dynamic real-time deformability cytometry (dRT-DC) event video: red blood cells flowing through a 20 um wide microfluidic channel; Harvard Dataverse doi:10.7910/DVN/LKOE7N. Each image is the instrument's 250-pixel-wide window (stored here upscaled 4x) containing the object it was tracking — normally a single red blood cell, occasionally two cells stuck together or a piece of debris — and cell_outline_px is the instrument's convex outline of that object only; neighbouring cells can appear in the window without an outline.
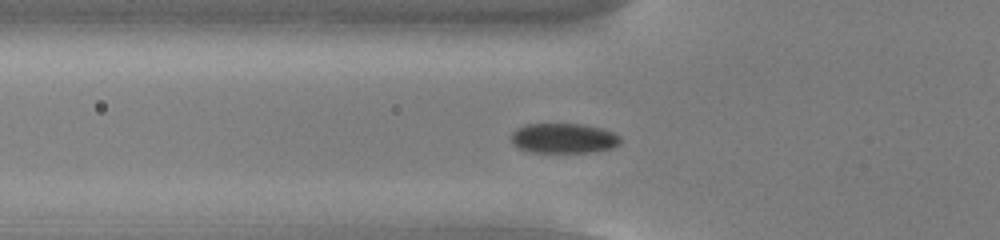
{"species": "common noctule bat (a hibernating species)", "species_latin": "Nyctalus noctula", "temperature_condition": "cold", "stored_images_in_passage": 50, "camera_frame_rate_fps": 3000, "um_per_image_px": 0.085, "animal": {"sex": "male", "body_mass_g": 13.0, "forearm_length_mm": 53.1}, "frame": {"image": 1, "passage_image": 18, "time_ms": 5.667, "image_size_px": [1000, 240], "cell_outline_px": [[620, 144], [612, 148], [592, 152], [528, 152], [512, 144], [512, 132], [516, 128], [524, 124], [584, 124], [604, 128], [620, 136]], "centroid_in_image_um": [47.91, 11.74], "position_along_channel_um": 77.9, "area_um2": 19.25}}
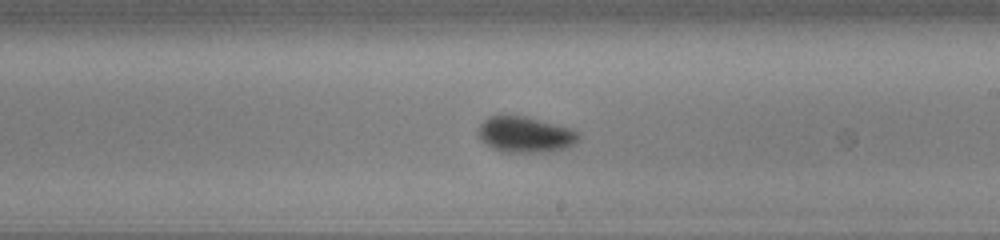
{"frame": {"image": 2, "passage_image": 31, "time_ms": 10.0, "image_size_px": [1000, 240], "cell_outline_px": [[580, 140], [576, 144], [568, 148], [544, 152], [500, 152], [492, 148], [480, 140], [476, 132], [480, 124], [488, 116], [524, 116], [572, 128], [580, 132]], "centroid_in_image_um": [44.67, 11.45], "position_along_channel_um": 244.3, "area_um2": 21.33}}
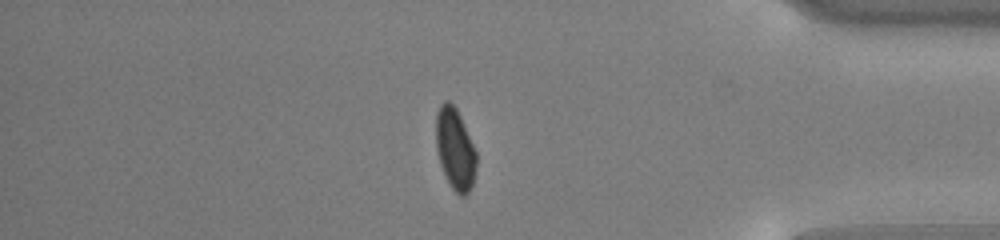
{"frame": {"image": 3, "passage_image": 45, "time_ms": 14.667, "image_size_px": [1000, 240], "cell_outline_px": [[476, 164], [472, 184], [468, 192], [464, 196], [460, 196], [452, 188], [440, 164], [436, 148], [436, 112], [440, 104], [444, 100], [448, 100], [456, 108], [460, 116], [476, 152]], "centroid_in_image_um": [38.66, 12.63], "position_along_channel_um": 396.5, "area_um2": 18.9}}